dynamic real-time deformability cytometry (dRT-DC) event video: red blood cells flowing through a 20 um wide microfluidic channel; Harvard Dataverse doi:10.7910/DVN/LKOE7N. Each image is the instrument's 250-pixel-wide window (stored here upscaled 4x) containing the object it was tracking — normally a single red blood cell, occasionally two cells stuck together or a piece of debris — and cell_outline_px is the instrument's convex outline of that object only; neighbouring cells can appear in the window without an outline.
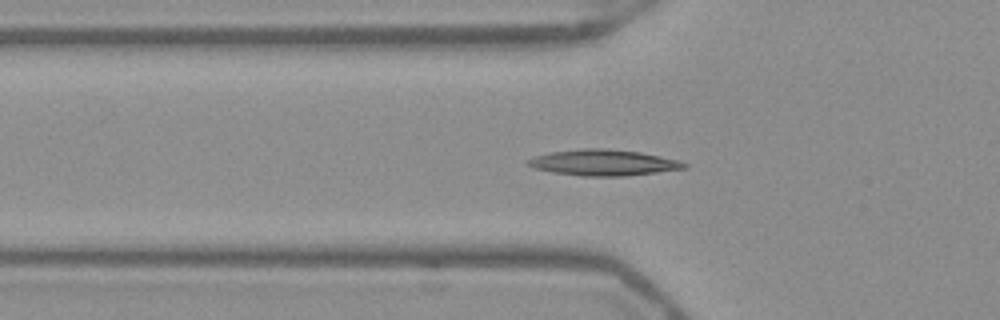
{"species": "Egyptian fruit bat (a non-hibernating species)", "species_latin": "Rousettus aegyptiacus", "temperature_condition": "warm", "stored_images_in_passage": 54, "camera_frame_rate_fps": 3000, "um_per_image_px": 0.085, "frame": {"image": 1, "passage_image": 19, "time_ms": 6.0, "image_size_px": [1000, 320], "cell_outline_px": [[688, 168], [624, 176], [580, 176], [552, 172], [536, 168], [524, 164], [528, 160], [536, 156], [552, 152], [584, 148], [604, 148], [640, 152], [660, 156], [676, 160], [688, 164]], "centroid_in_image_um": [51.29, 13.82], "position_along_channel_um": 74.5, "area_um2": 23.47}}
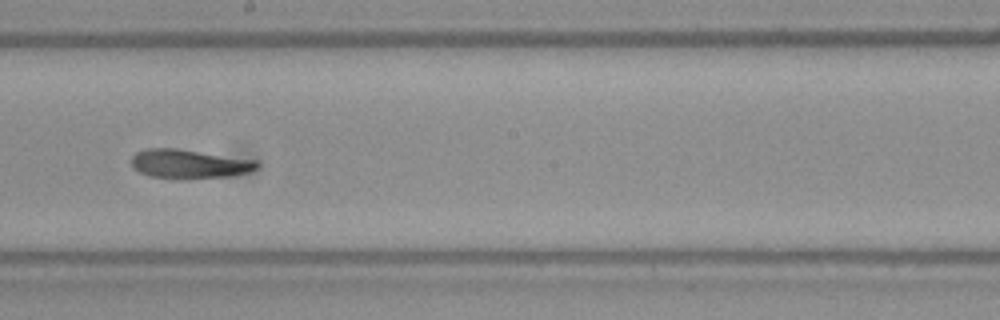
{"frame": {"image": 2, "passage_image": 31, "time_ms": 10.0, "image_size_px": [1000, 320], "cell_outline_px": [[260, 164], [256, 168], [248, 172], [232, 176], [184, 180], [180, 180], [152, 176], [140, 172], [132, 164], [132, 156], [136, 152], [144, 148], [176, 148], [256, 160]], "centroid_in_image_um": [16.09, 13.94], "position_along_channel_um": 232.1, "area_um2": 21.44}}
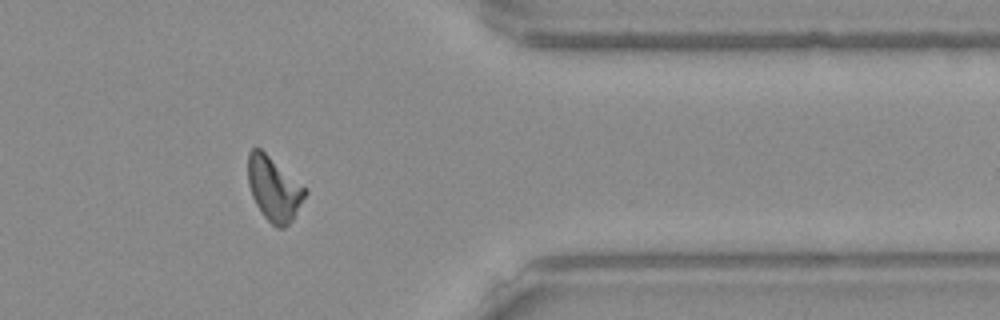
{"frame": {"image": 3, "passage_image": 44, "time_ms": 14.333, "image_size_px": [1000, 320], "cell_outline_px": [[308, 192], [292, 220], [284, 228], [276, 228], [264, 216], [256, 204], [252, 196], [248, 184], [248, 152], [252, 148], [260, 148], [308, 188]], "centroid_in_image_um": [23.3, 16.04], "position_along_channel_um": 388.1, "area_um2": 21.44}, "authors_computed_cell_mechanics": {"area_um2": 21.097, "velocity_mm_per_s": 3.9249, "shape_relaxation_time_tau1_ms": null, "shape_relaxation_time_tau2_ms": 5.3314, "deformation_change_tau1": null, "deformation_change_tau2": 0.139}}